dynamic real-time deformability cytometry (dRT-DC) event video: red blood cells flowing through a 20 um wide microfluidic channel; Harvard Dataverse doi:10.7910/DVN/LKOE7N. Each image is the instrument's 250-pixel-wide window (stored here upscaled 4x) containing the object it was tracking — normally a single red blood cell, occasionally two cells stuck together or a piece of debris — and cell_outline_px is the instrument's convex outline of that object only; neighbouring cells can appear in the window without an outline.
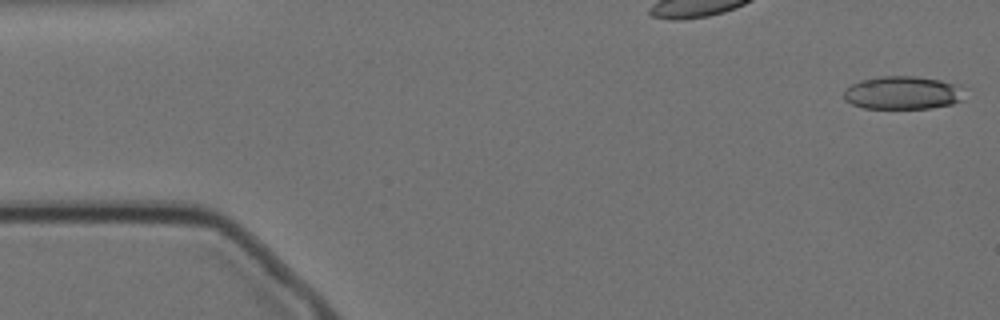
{"species": "Egyptian fruit bat (a non-hibernating species)", "species_latin": "Rousettus aegyptiacus", "temperature_condition": "cold", "stored_images_in_passage": 51, "camera_frame_rate_fps": 3000, "um_per_image_px": 0.085, "animal": {"sex": "female"}, "frame": {"image": 1, "passage_image": 1, "time_ms": 0.0, "image_size_px": [1000, 320], "cell_outline_px": [[968, 88], [964, 100], [952, 104], [932, 108], [864, 108], [852, 104], [844, 100], [844, 92], [852, 84], [860, 80], [880, 76], [916, 76], [940, 80], [960, 84]], "centroid_in_image_um": [76.84, 7.88], "position_along_channel_um": 8.2, "area_um2": 23.81}}
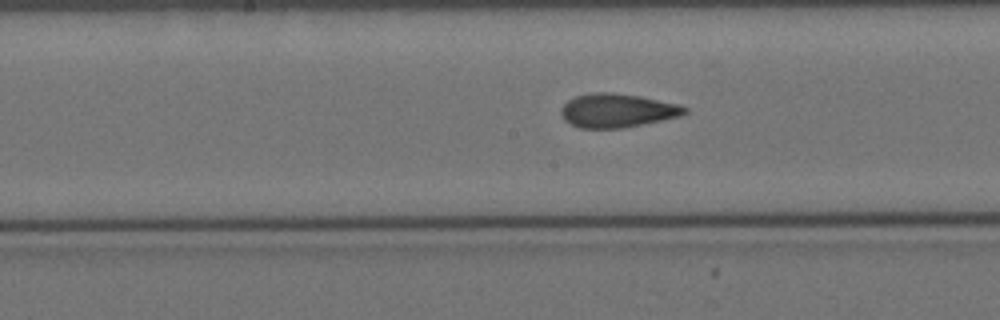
{"frame": {"image": 2, "passage_image": 27, "time_ms": 8.667, "image_size_px": [1000, 320], "cell_outline_px": [[688, 112], [680, 116], [624, 128], [580, 128], [564, 120], [560, 112], [560, 108], [568, 100], [576, 96], [592, 92], [612, 92], [640, 96], [676, 104], [688, 108]], "centroid_in_image_um": [52.43, 9.39], "position_along_channel_um": 195.8, "area_um2": 24.28}}
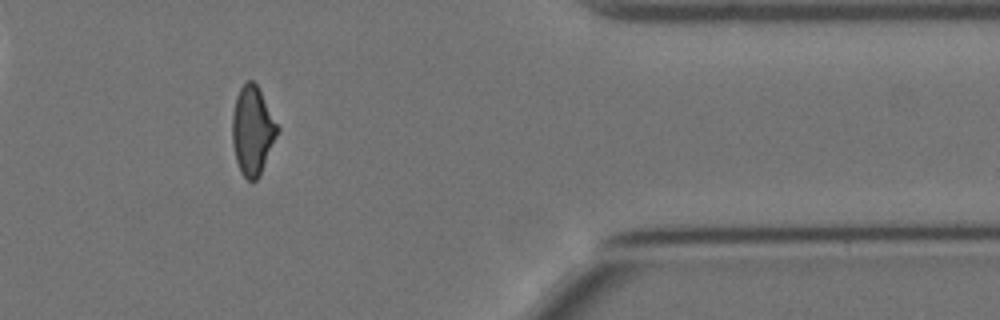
{"frame": {"image": 3, "passage_image": 46, "time_ms": 15.0, "image_size_px": [1000, 320], "cell_outline_px": [[280, 128], [260, 176], [256, 180], [248, 180], [240, 172], [236, 160], [232, 140], [232, 116], [236, 96], [240, 88], [248, 80], [252, 80], [256, 84]], "centroid_in_image_um": [21.46, 11.11], "position_along_channel_um": 389.9, "area_um2": 23.18}, "authors_computed_cell_mechanics": {"area_um2": 24.0448, "velocity_mm_per_s": 3.5095, "shape_relaxation_time_tau1_ms": 6.5123, "shape_relaxation_time_tau2_ms": 1.4762, "deformation_change_tau1": 0.1713, "deformation_change_tau2": 0.0904}}